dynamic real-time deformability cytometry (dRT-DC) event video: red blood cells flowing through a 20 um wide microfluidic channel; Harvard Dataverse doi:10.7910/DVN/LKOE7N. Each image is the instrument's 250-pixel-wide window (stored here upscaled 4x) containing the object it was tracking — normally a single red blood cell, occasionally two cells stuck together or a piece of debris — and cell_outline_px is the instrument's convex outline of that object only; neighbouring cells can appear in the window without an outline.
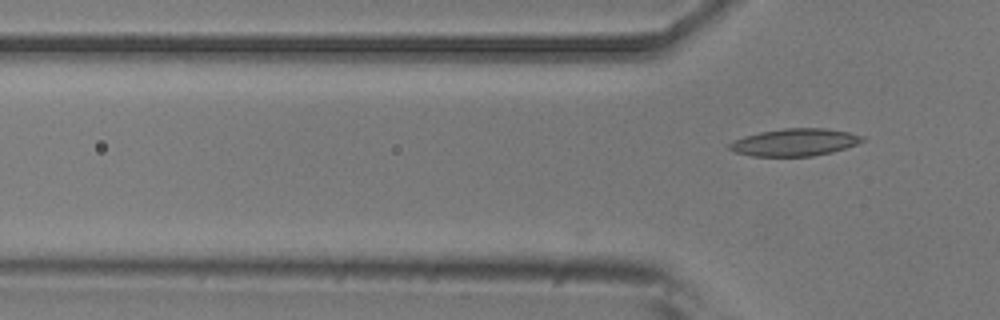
{"species": "common noctule bat (a hibernating species)", "species_latin": "Nyctalus noctula", "temperature_condition": "room temperature", "stored_images_in_passage": 15, "camera_frame_rate_fps": 3000, "um_per_image_px": 0.085, "animal": {"sex": "male", "body_mass_g": 20.5, "forearm_length_mm": 52.5}, "frame": {"image": 1, "passage_image": 15, "time_ms": 4.667, "image_size_px": [1000, 320], "cell_outline_px": [[864, 140], [856, 144], [832, 152], [812, 156], [752, 156], [736, 152], [728, 148], [728, 144], [744, 136], [760, 132], [784, 128], [824, 128], [848, 132], [864, 136]], "centroid_in_image_um": [67.55, 12.09], "position_along_channel_um": 58.2, "area_um2": 20.98}}